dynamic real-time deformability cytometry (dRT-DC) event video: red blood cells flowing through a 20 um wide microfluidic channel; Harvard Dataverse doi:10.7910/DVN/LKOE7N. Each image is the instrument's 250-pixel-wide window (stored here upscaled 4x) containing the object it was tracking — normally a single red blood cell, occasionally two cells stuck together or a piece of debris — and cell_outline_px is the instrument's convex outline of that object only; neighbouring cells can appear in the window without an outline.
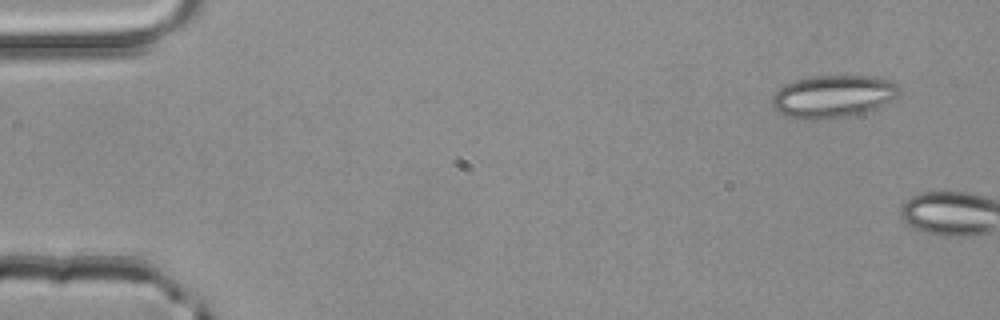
{"species": "common noctule bat (a hibernating species)", "species_latin": "Nyctalus noctula", "temperature_condition": "room temperature", "stored_images_in_passage": 4, "camera_frame_rate_fps": 3000, "um_per_image_px": 0.085, "animal": {"sex": "male", "body_mass_g": 20.4}, "frame": {"image": 1, "passage_image": 4, "time_ms": 1.0, "image_size_px": [1000, 320], "cell_outline_px": [[900, 92], [896, 96], [876, 108], [848, 116], [816, 120], [796, 120], [784, 116], [776, 112], [772, 104], [772, 96], [784, 84], [796, 80], [812, 76], [876, 76], [892, 80], [900, 88]], "centroid_in_image_um": [70.76, 8.2], "position_along_channel_um": 14.2, "area_um2": 31.73}}